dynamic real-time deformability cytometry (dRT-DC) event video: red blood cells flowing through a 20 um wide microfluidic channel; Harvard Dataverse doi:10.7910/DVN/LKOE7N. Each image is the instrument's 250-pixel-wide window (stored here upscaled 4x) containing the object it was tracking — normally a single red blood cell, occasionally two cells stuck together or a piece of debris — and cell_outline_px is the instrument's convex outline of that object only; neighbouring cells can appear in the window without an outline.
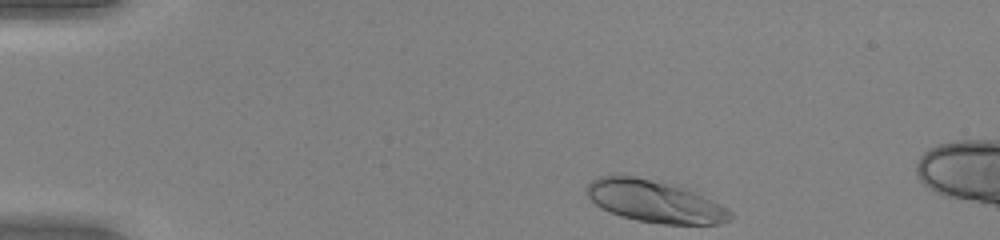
{"species": "human", "species_latin": "Homo sapiens", "temperature_condition": "warm", "stored_images_in_passage": 9, "camera_frame_rate_fps": 3000, "um_per_image_px": 0.085, "donor": {"sex": "female"}, "frame": {"image": 1, "passage_image": 1, "time_ms": 0.0, "image_size_px": [1000, 240], "cell_outline_px": [[732, 216], [728, 220], [720, 224], [664, 224], [636, 220], [600, 208], [584, 192], [584, 188], [592, 180], [600, 176], [616, 172], [664, 180], [684, 184], [728, 208], [732, 212]], "centroid_in_image_um": [55.66, 17.04], "position_along_channel_um": 29.3, "area_um2": 36.7}}